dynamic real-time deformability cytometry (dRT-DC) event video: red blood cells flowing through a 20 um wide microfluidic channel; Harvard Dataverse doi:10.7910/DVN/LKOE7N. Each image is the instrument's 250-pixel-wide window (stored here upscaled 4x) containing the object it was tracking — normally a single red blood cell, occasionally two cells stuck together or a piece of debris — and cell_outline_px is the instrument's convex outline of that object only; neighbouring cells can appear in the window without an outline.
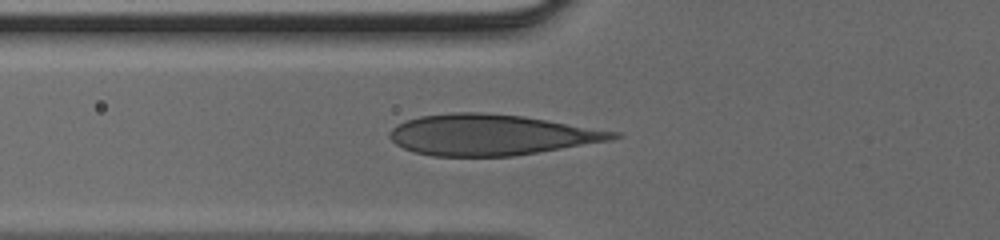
{"species": "human", "species_latin": "Homo sapiens", "temperature_condition": "cold", "stored_images_in_passage": 30, "camera_frame_rate_fps": 3000, "um_per_image_px": 0.085, "donor": {"sex": "male"}, "frame": {"image": 1, "passage_image": 2, "time_ms": 0.333, "image_size_px": [1000, 240], "cell_outline_px": [[624, 136], [612, 140], [512, 156], [432, 156], [412, 152], [396, 144], [388, 136], [388, 132], [396, 124], [404, 120], [420, 116], [452, 112], [480, 112], [524, 116], [620, 132]], "centroid_in_image_um": [41.71, 11.45], "position_along_channel_um": 84.1, "area_um2": 53.29}}
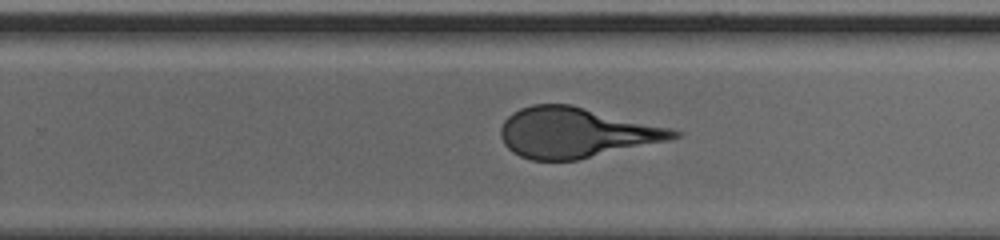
{"frame": {"image": 2, "passage_image": 15, "time_ms": 4.667, "image_size_px": [1000, 240], "cell_outline_px": [[680, 136], [668, 140], [576, 160], [532, 160], [520, 156], [512, 152], [504, 144], [500, 136], [500, 128], [504, 120], [512, 112], [520, 108], [532, 104], [572, 104], [672, 128], [680, 132]], "centroid_in_image_um": [48.91, 11.26], "position_along_channel_um": 280.9, "area_um2": 50.52}}
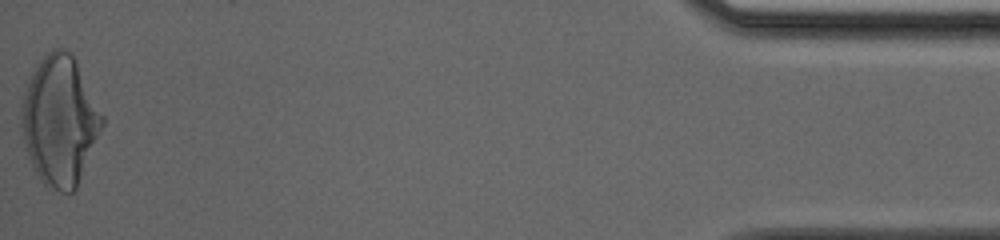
{"frame": {"image": 3, "passage_image": 30, "time_ms": 9.667, "image_size_px": [1000, 240], "cell_outline_px": [[104, 124], [76, 192], [60, 192], [48, 188], [40, 180], [32, 164], [24, 140], [20, 124], [20, 112], [24, 92], [32, 72], [40, 60], [52, 48], [64, 48], [76, 60], [104, 116]], "centroid_in_image_um": [5.09, 10.29], "position_along_channel_um": 430.1, "area_um2": 60.98}}